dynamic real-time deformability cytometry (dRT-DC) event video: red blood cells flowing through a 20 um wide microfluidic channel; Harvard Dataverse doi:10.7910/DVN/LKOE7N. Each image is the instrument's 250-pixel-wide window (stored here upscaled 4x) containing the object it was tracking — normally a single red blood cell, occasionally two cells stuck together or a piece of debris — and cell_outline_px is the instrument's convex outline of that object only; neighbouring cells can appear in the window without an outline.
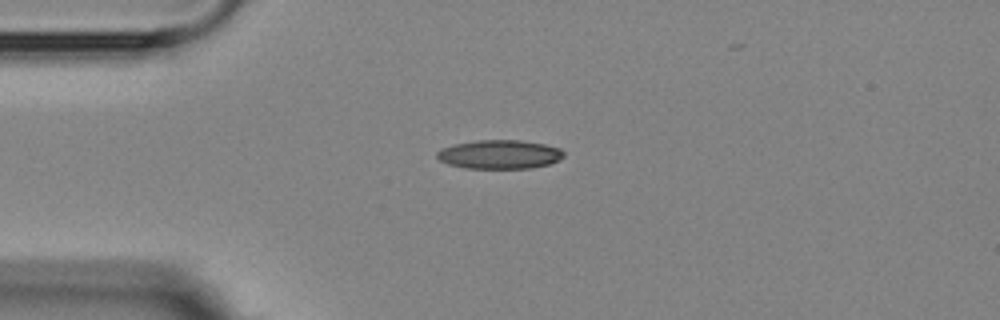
{"species": "Egyptian fruit bat (a non-hibernating species)", "species_latin": "Rousettus aegyptiacus", "temperature_condition": "room temperature", "stored_images_in_passage": 5, "camera_frame_rate_fps": 3000, "um_per_image_px": 0.085, "animal": {"sex": "female"}, "frame": {"image": 1, "passage_image": 3, "time_ms": 3.0, "image_size_px": [1000, 320], "cell_outline_px": [[564, 156], [548, 164], [532, 168], [464, 168], [448, 164], [440, 160], [436, 156], [436, 152], [440, 148], [452, 144], [476, 140], [520, 140], [544, 144], [560, 148], [564, 152]], "centroid_in_image_um": [42.41, 13.11], "position_along_channel_um": 42.6, "area_um2": 21.39}}